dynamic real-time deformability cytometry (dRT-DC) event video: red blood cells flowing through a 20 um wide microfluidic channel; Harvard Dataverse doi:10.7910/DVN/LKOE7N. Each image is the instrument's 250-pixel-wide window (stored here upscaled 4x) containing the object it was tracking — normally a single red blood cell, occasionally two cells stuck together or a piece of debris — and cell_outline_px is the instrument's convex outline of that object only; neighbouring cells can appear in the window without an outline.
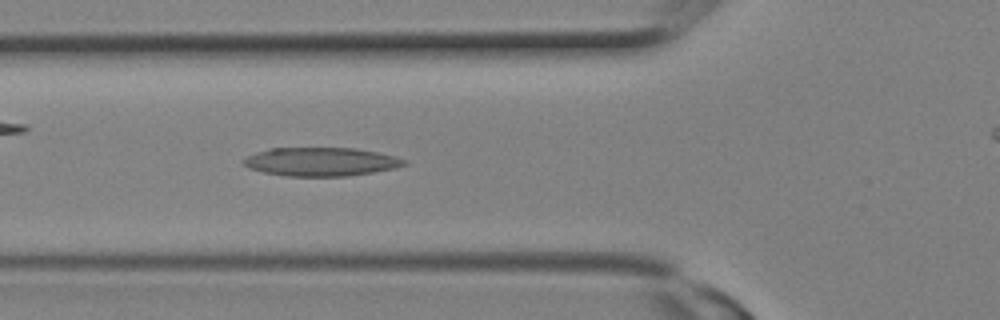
{"species": "Egyptian fruit bat (a non-hibernating species)", "species_latin": "Rousettus aegyptiacus", "temperature_condition": "room temperature", "stored_images_in_passage": 3, "camera_frame_rate_fps": 3000, "um_per_image_px": 0.085, "animal": {"sex": "female"}, "frame": {"image": 1, "passage_image": 3, "time_ms": 0.667, "image_size_px": [1000, 320], "cell_outline_px": [[408, 164], [392, 168], [372, 172], [344, 176], [288, 176], [264, 172], [248, 168], [244, 164], [244, 160], [248, 156], [256, 152], [268, 148], [356, 148], [396, 156], [408, 160]], "centroid_in_image_um": [27.29, 13.74], "position_along_channel_um": 98.5, "area_um2": 26.59}}